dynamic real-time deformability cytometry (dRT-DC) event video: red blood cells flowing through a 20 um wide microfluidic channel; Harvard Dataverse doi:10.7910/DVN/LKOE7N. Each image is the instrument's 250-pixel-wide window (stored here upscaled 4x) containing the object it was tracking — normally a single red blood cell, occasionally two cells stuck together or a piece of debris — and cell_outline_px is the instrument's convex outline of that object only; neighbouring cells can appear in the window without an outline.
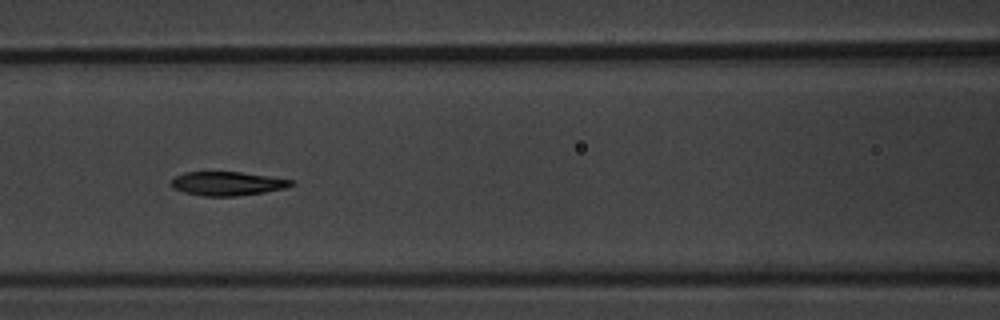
{"species": "common noctule bat (a hibernating species)", "species_latin": "Nyctalus noctula", "temperature_condition": "warm", "stored_images_in_passage": 8, "camera_frame_rate_fps": 3000, "um_per_image_px": 0.085, "animal": {"sex": "male", "body_mass_g": 20.1, "forearm_length_mm": 53.5}, "frame": {"image": 1, "passage_image": 7, "time_ms": 7.667, "image_size_px": [1000, 320], "cell_outline_px": [[296, 184], [284, 188], [264, 192], [236, 196], [204, 196], [184, 192], [172, 188], [168, 184], [176, 176], [184, 172], [240, 172], [268, 176], [292, 180]], "centroid_in_image_um": [19.29, 15.6], "position_along_channel_um": 147.3, "area_um2": 16.65}}
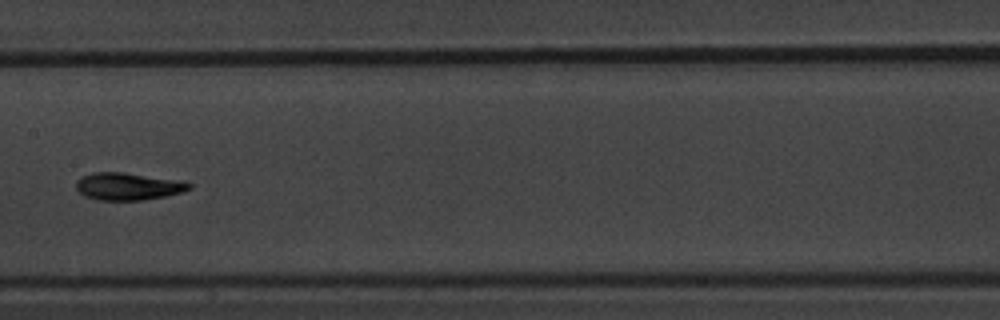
{"frame": {"image": 2, "passage_image": 8, "time_ms": 9.0, "image_size_px": [1000, 320], "cell_outline_px": [[192, 188], [184, 192], [144, 200], [96, 200], [84, 196], [76, 188], [76, 180], [92, 172], [124, 172], [184, 180], [192, 184]], "centroid_in_image_um": [10.93, 15.83], "position_along_channel_um": 196.5, "area_um2": 18.32}}